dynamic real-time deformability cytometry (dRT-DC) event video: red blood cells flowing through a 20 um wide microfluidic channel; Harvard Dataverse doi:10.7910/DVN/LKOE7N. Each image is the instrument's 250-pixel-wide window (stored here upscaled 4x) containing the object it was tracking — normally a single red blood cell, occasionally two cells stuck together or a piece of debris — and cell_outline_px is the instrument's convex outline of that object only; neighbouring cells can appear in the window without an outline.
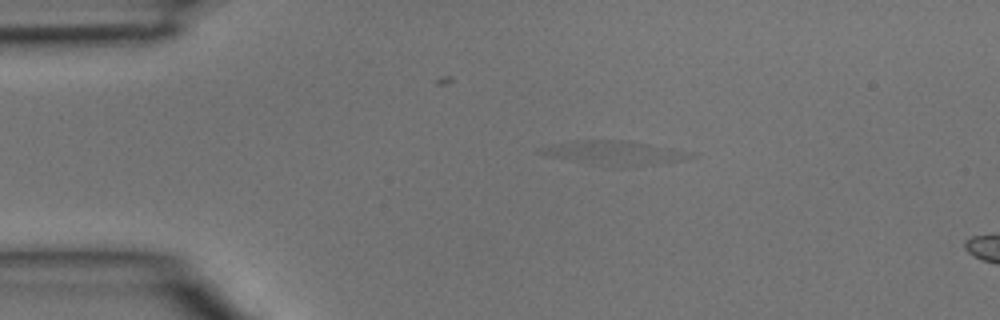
{"species": "common noctule bat (a hibernating species)", "species_latin": "Nyctalus noctula", "temperature_condition": "room temperature", "stored_images_in_passage": 2, "segment_of_instrument_passage": [1, 2], "camera_frame_rate_fps": 3000, "um_per_image_px": 0.085, "animal": {"sex": "male", "body_mass_g": 15.6}, "frame": {"image": 1, "passage_image": 1, "time_ms": 0.0, "image_size_px": [1000, 320], "cell_outline_px": [[696, 156], [680, 160], [656, 164], [620, 164], [576, 160], [548, 156], [536, 152], [536, 148], [552, 144], [572, 140], [628, 140], [696, 152]], "centroid_in_image_um": [52.26, 12.92], "position_along_channel_um": 32.7, "area_um2": 20.06}}